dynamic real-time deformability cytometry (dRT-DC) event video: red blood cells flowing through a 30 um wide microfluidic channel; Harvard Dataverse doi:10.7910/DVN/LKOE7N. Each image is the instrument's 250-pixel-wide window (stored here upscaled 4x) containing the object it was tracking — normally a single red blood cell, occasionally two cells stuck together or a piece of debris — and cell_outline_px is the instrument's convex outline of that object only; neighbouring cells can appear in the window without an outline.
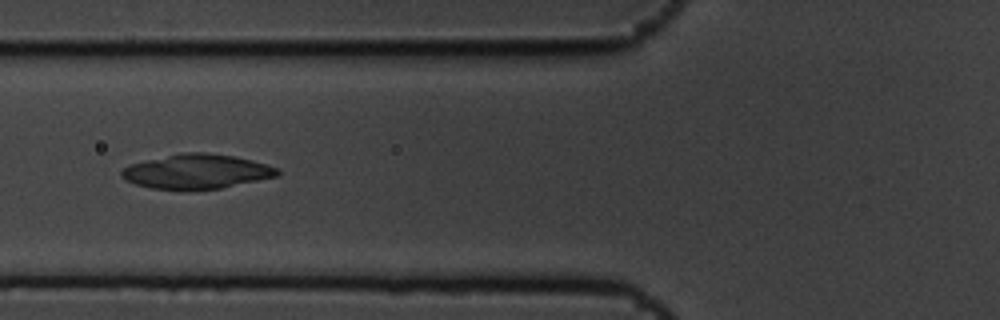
{"species": "common noctule bat (a hibernating species)", "species_latin": "Nyctalus noctula", "temperature_condition": "cold", "stored_images_in_passage": 13, "camera_frame_rate_fps": 3000, "um_per_image_px": 0.085, "animal": {"sex": "male", "body_mass_g": 19.5, "forearm_length_mm": 54.6}, "frame": {"image": 1, "passage_image": 4, "time_ms": 1.0, "image_size_px": [1000, 320], "cell_outline_px": [[280, 172], [276, 176], [220, 188], [188, 192], [180, 192], [152, 188], [136, 184], [120, 176], [120, 172], [124, 168], [132, 164], [180, 152], [204, 152], [232, 156], [252, 160], [268, 164], [280, 168]], "centroid_in_image_um": [16.72, 14.6], "position_along_channel_um": 109.1, "area_um2": 31.67}}
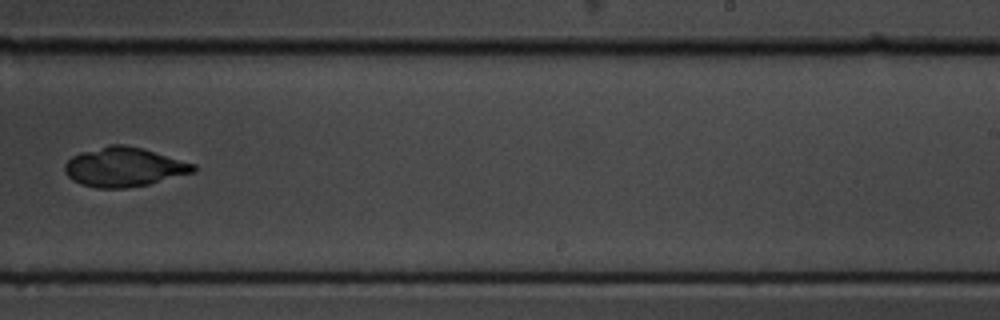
{"frame": {"image": 2, "passage_image": 8, "time_ms": 2.333, "image_size_px": [1000, 320], "cell_outline_px": [[196, 172], [148, 184], [128, 188], [96, 188], [80, 184], [72, 180], [64, 172], [64, 164], [72, 156], [80, 152], [108, 144], [124, 144], [144, 148], [196, 164]], "centroid_in_image_um": [10.54, 14.19], "position_along_channel_um": 278.5, "area_um2": 29.82}}
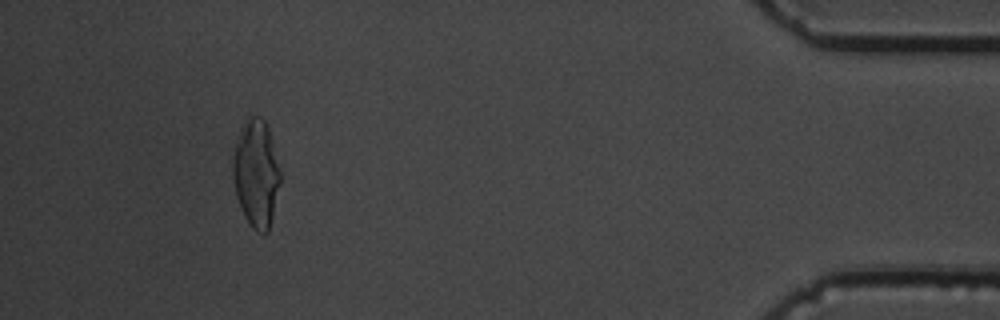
{"frame": {"image": 3, "passage_image": 12, "time_ms": 3.667, "image_size_px": [1000, 320], "cell_outline_px": [[280, 184], [268, 232], [264, 236], [256, 232], [252, 228], [244, 216], [236, 196], [232, 180], [232, 156], [236, 136], [240, 128], [248, 116], [260, 116], [264, 120], [268, 128], [280, 172]], "centroid_in_image_um": [21.73, 14.75], "position_along_channel_um": 413.5, "area_um2": 30.0}}